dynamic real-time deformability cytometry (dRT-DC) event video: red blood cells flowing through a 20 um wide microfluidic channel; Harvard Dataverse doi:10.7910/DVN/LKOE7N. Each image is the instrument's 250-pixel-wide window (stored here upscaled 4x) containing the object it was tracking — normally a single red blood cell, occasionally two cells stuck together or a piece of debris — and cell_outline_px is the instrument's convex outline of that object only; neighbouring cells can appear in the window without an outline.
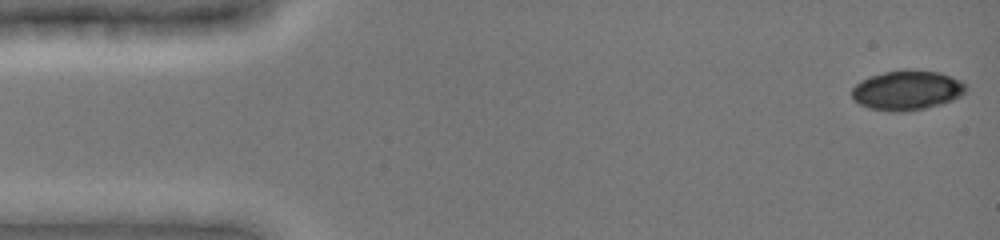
{"species": "common noctule bat (a hibernating species)", "species_latin": "Nyctalus noctula", "temperature_condition": "cold", "stored_images_in_passage": 12, "camera_frame_rate_fps": 3000, "um_per_image_px": 0.085, "animal": {"sex": "female", "body_mass_g": 19.0, "forearm_length_mm": 51.5}, "frame": {"image": 1, "passage_image": 1, "time_ms": 0.0, "image_size_px": [1000, 240], "cell_outline_px": [[968, 88], [960, 96], [952, 100], [940, 104], [924, 108], [900, 112], [896, 112], [868, 108], [860, 104], [852, 96], [852, 88], [860, 80], [868, 76], [900, 68], [908, 68], [940, 72], [964, 80]], "centroid_in_image_um": [77.12, 7.63], "position_along_channel_um": 7.9, "area_um2": 26.82}}
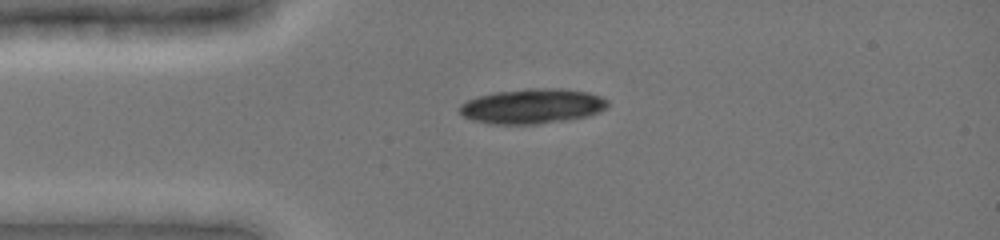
{"frame": {"image": 2, "passage_image": 6, "time_ms": 3.333, "image_size_px": [1000, 240], "cell_outline_px": [[608, 108], [600, 112], [588, 116], [540, 124], [492, 124], [472, 120], [464, 116], [460, 112], [460, 104], [476, 96], [496, 92], [528, 88], [560, 88], [588, 92], [600, 96], [608, 100]], "centroid_in_image_um": [45.27, 9.02], "position_along_channel_um": 39.7, "area_um2": 30.29}}
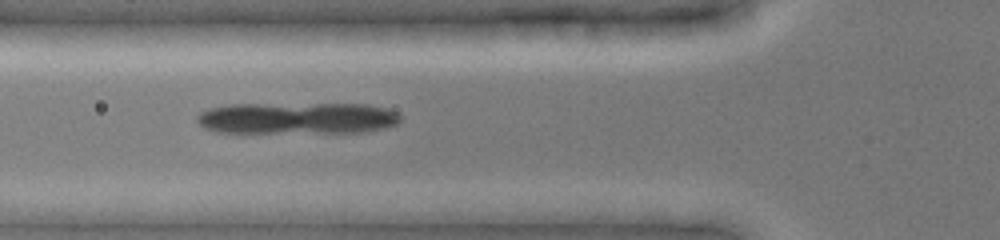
{"frame": {"image": 3, "passage_image": 9, "time_ms": 5.333, "image_size_px": [1000, 240], "cell_outline_px": [[400, 120], [396, 124], [384, 128], [364, 132], [216, 132], [204, 128], [196, 120], [196, 116], [200, 112], [208, 108], [232, 104], [368, 104], [384, 108], [396, 112], [400, 116]], "centroid_in_image_um": [25.23, 10.04], "position_along_channel_um": 100.6, "area_um2": 37.51}}